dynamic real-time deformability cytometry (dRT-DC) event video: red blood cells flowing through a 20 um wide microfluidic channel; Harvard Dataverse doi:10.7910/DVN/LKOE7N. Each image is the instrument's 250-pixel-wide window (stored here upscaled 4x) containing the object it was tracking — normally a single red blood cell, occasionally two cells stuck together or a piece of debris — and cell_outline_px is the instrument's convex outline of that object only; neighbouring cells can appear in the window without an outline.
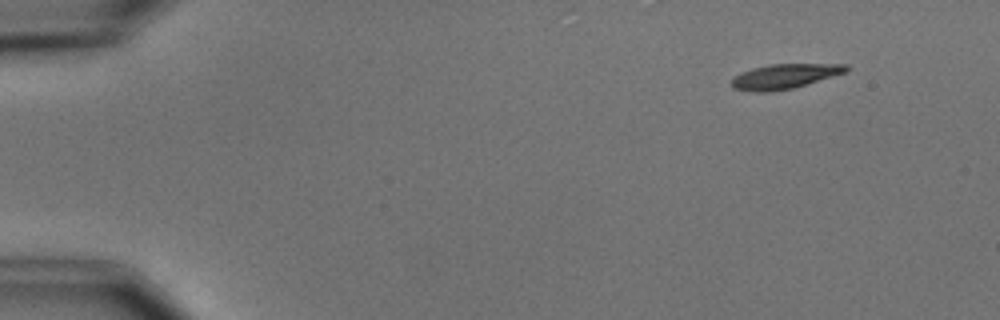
{"species": "common noctule bat (a hibernating species)", "species_latin": "Nyctalus noctula", "temperature_condition": "cold", "stored_images_in_passage": 5, "camera_frame_rate_fps": 3000, "um_per_image_px": 0.085, "animal": {"sex": "male", "body_mass_g": 15.6}, "frame": {"image": 1, "passage_image": 2, "time_ms": 1.333, "image_size_px": [1000, 320], "cell_outline_px": [[848, 72], [792, 88], [768, 92], [756, 92], [732, 88], [732, 80], [740, 72], [752, 68], [768, 64], [848, 64]], "centroid_in_image_um": [66.7, 6.48], "position_along_channel_um": 18.3, "area_um2": 16.47}}
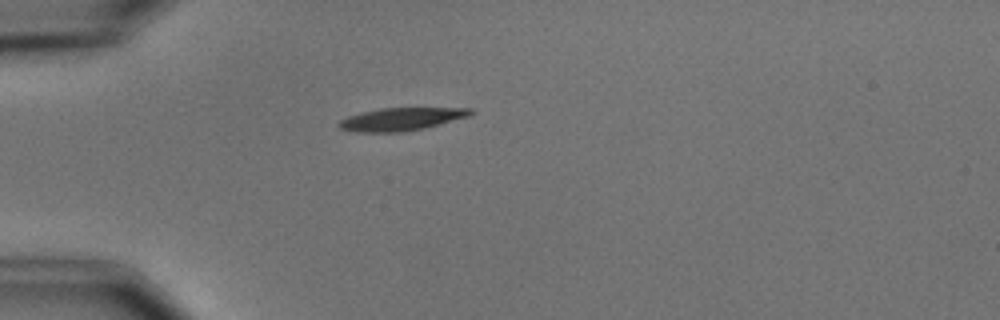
{"frame": {"image": 2, "passage_image": 5, "time_ms": 4.667, "image_size_px": [1000, 320], "cell_outline_px": [[476, 112], [468, 116], [440, 124], [424, 128], [400, 132], [356, 132], [340, 128], [336, 124], [340, 120], [348, 116], [360, 112], [380, 108], [472, 108]], "centroid_in_image_um": [34.09, 10.12], "position_along_channel_um": 50.9, "area_um2": 17.51}}